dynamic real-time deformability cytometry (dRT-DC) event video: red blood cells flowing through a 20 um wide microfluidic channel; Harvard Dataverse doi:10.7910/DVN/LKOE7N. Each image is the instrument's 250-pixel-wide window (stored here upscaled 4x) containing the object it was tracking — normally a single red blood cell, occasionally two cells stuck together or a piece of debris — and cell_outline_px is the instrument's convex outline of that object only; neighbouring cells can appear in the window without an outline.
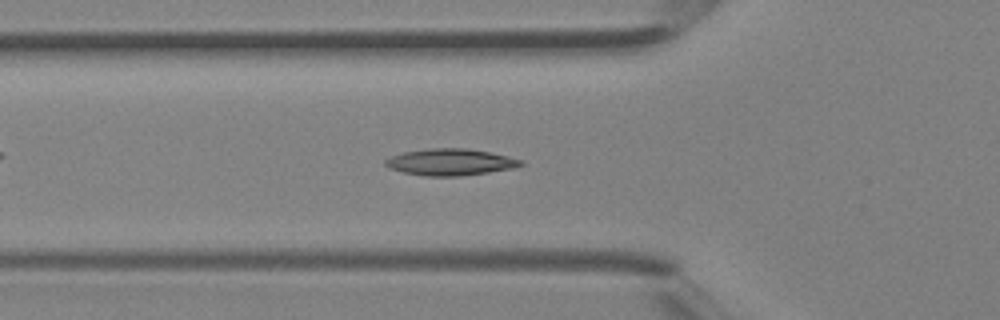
{"species": "Egyptian fruit bat (a non-hibernating species)", "species_latin": "Rousettus aegyptiacus", "temperature_condition": "room temperature", "stored_images_in_passage": 32, "camera_frame_rate_fps": 3000, "um_per_image_px": 0.085, "animal": {"sex": "female"}, "frame": {"image": 1, "passage_image": 6, "time_ms": 1.667, "image_size_px": [1000, 320], "cell_outline_px": [[524, 164], [512, 168], [488, 172], [460, 176], [428, 176], [404, 172], [392, 168], [384, 164], [384, 160], [392, 156], [404, 152], [428, 148], [468, 148], [488, 152], [524, 160]], "centroid_in_image_um": [38.29, 13.77], "position_along_channel_um": 87.5, "area_um2": 20.75}}
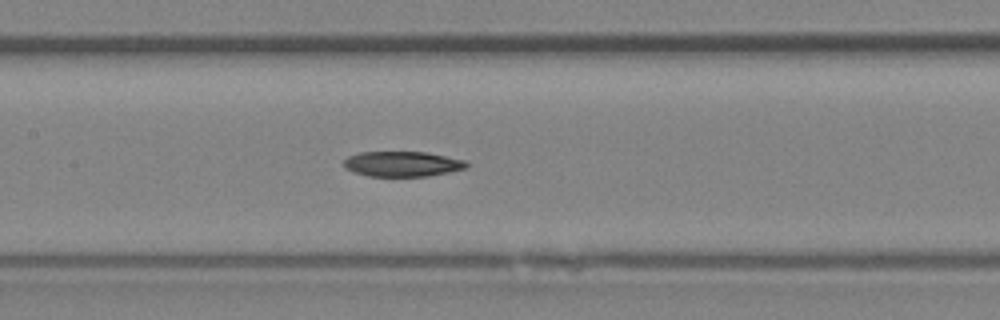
{"frame": {"image": 2, "passage_image": 11, "time_ms": 3.333, "image_size_px": [1000, 320], "cell_outline_px": [[468, 164], [464, 168], [448, 172], [428, 176], [368, 176], [352, 172], [344, 168], [344, 160], [348, 156], [360, 152], [428, 152], [464, 160]], "centroid_in_image_um": [34.15, 13.93], "position_along_channel_um": 173.3, "area_um2": 17.98}}
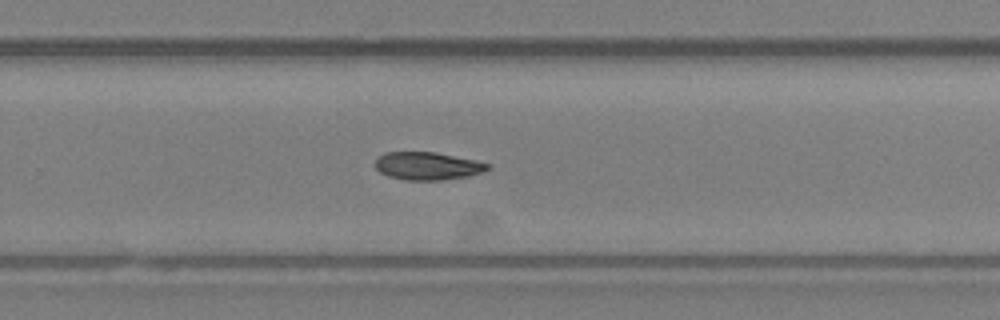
{"frame": {"image": 3, "passage_image": 18, "time_ms": 5.667, "image_size_px": [1000, 320], "cell_outline_px": [[492, 164], [484, 172], [468, 176], [440, 180], [404, 180], [388, 176], [380, 172], [376, 168], [376, 160], [384, 152], [436, 152], [476, 160]], "centroid_in_image_um": [36.36, 14.1], "position_along_channel_um": 293.4, "area_um2": 18.26}}